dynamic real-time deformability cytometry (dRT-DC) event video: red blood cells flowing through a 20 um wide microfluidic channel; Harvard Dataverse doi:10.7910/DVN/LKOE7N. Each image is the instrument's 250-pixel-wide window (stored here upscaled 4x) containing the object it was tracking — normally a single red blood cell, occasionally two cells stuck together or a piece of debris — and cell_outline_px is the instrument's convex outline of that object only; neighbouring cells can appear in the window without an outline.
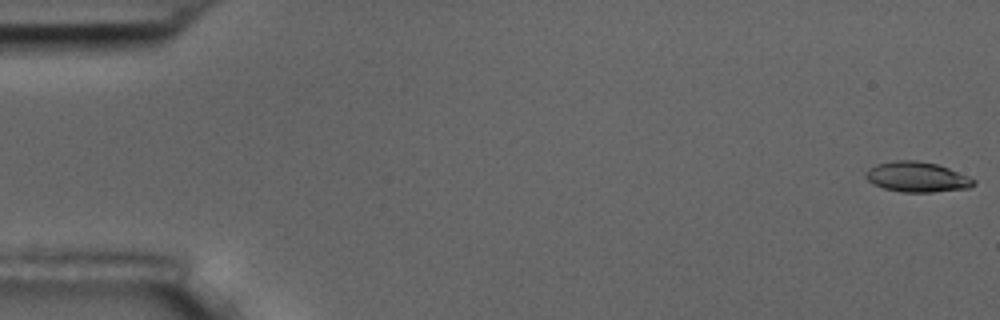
{"species": "common noctule bat (a hibernating species)", "species_latin": "Nyctalus noctula", "temperature_condition": "room temperature", "stored_images_in_passage": 54, "camera_frame_rate_fps": 3000, "um_per_image_px": 0.085, "animal": {"sex": "male", "body_mass_g": 17.5, "forearm_length_mm": 52.3}, "frame": {"image": 1, "passage_image": 1, "time_ms": 0.0, "image_size_px": [1000, 320], "cell_outline_px": [[976, 184], [968, 188], [932, 192], [904, 192], [884, 188], [872, 184], [864, 176], [868, 168], [876, 164], [896, 160], [916, 160], [936, 164], [948, 168], [968, 176], [976, 180]], "centroid_in_image_um": [77.93, 15.04], "position_along_channel_um": 7.1, "area_um2": 18.96}}
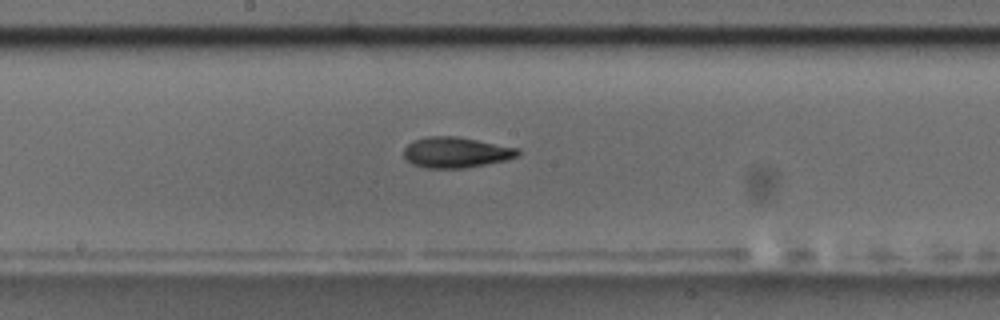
{"frame": {"image": 2, "passage_image": 30, "time_ms": 9.667, "image_size_px": [1000, 320], "cell_outline_px": [[520, 152], [516, 156], [504, 160], [464, 168], [424, 168], [412, 164], [404, 156], [404, 148], [412, 140], [428, 136], [456, 136], [520, 148]], "centroid_in_image_um": [38.72, 12.94], "position_along_channel_um": 209.5, "area_um2": 20.29}}
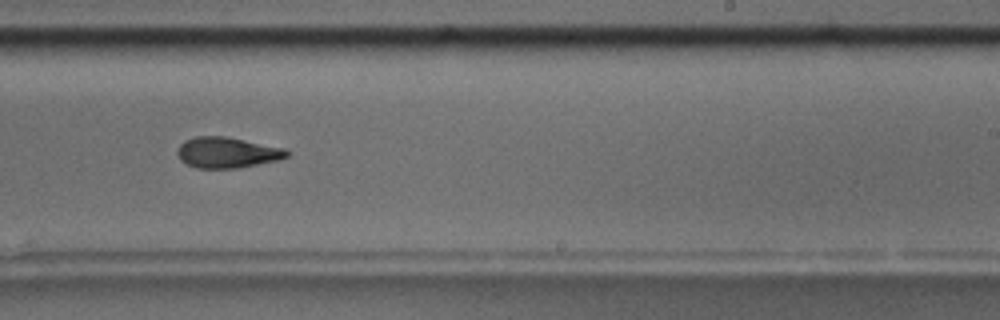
{"frame": {"image": 3, "passage_image": 35, "time_ms": 11.333, "image_size_px": [1000, 320], "cell_outline_px": [[288, 156], [280, 160], [240, 168], [196, 168], [180, 160], [176, 152], [180, 144], [184, 140], [196, 136], [224, 136], [284, 148], [288, 152]], "centroid_in_image_um": [19.29, 12.97], "position_along_channel_um": 269.7, "area_um2": 19.65}, "authors_computed_cell_mechanics": {"area_um2": 19.5653, "velocity_mm_per_s": 3.6249, "shape_relaxation_time_tau1_ms": 5.3061, "shape_relaxation_time_tau2_ms": 4.4545, "deformation_change_tau1": 0.1783, "deformation_change_tau2": 0.1311}}